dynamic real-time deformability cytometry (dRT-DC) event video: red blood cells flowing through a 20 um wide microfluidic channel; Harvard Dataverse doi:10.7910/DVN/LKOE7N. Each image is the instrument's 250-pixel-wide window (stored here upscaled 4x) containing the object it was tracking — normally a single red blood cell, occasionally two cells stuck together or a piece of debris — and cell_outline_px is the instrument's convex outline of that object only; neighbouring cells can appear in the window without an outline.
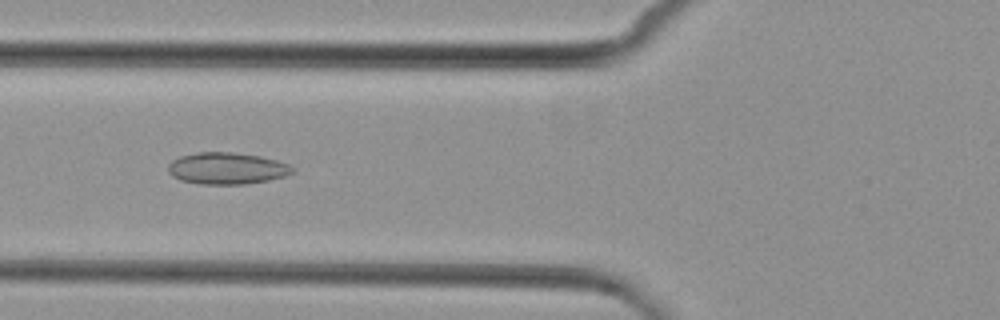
{"species": "common noctule bat (a hibernating species)", "species_latin": "Nyctalus noctula", "temperature_condition": "cold", "stored_images_in_passage": 6, "camera_frame_rate_fps": 3000, "um_per_image_px": 0.085, "animal": {"sex": "female", "body_mass_g": 29.2, "forearm_length_mm": 56.3}, "frame": {"image": 1, "passage_image": 4, "time_ms": 4.333, "image_size_px": [1000, 320], "cell_outline_px": [[296, 172], [284, 176], [268, 180], [244, 184], [200, 184], [180, 180], [172, 176], [168, 172], [168, 164], [172, 160], [180, 156], [200, 152], [236, 152], [260, 156], [276, 160], [288, 164], [296, 168]], "centroid_in_image_um": [19.3, 14.31], "position_along_channel_um": 106.5, "area_um2": 23.12}}
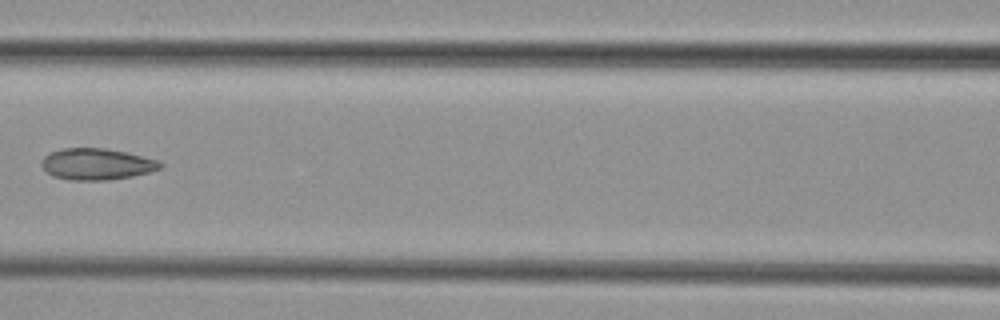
{"frame": {"image": 2, "passage_image": 5, "time_ms": 5.667, "image_size_px": [1000, 320], "cell_outline_px": [[164, 164], [160, 168], [152, 172], [132, 176], [108, 180], [68, 180], [52, 176], [40, 164], [44, 156], [60, 148], [104, 148], [128, 152], [160, 160]], "centroid_in_image_um": [8.26, 13.94], "position_along_channel_um": 158.3, "area_um2": 21.96}}
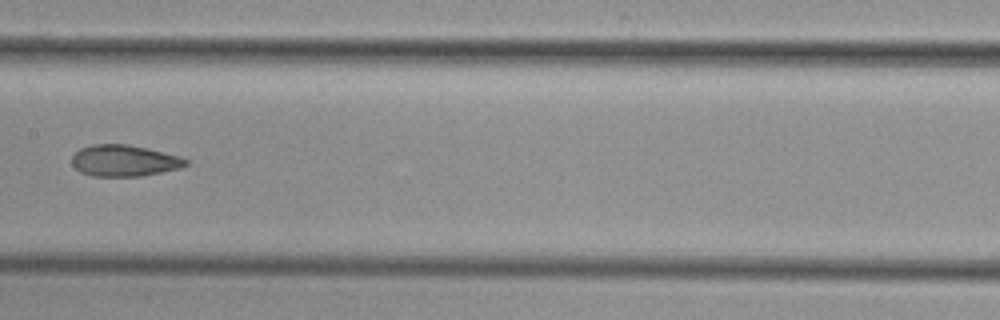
{"frame": {"image": 3, "passage_image": 6, "time_ms": 6.667, "image_size_px": [1000, 320], "cell_outline_px": [[188, 164], [180, 168], [140, 176], [92, 176], [80, 172], [72, 164], [72, 156], [80, 148], [92, 144], [128, 144], [148, 148], [180, 156], [188, 160]], "centroid_in_image_um": [10.55, 13.65], "position_along_channel_um": 196.8, "area_um2": 20.87}}